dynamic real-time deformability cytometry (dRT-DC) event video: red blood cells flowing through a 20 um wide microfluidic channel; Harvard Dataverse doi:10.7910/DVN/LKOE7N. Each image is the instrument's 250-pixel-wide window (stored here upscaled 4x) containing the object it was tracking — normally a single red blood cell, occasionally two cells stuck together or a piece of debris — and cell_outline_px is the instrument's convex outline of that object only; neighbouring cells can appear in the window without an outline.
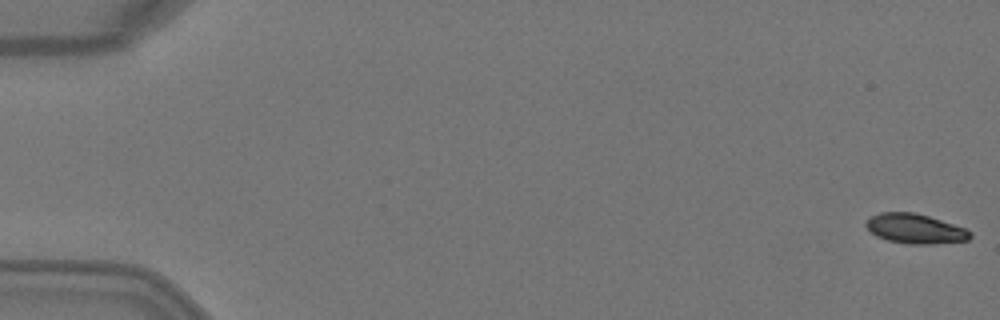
{"species": "Egyptian fruit bat (a non-hibernating species)", "species_latin": "Rousettus aegyptiacus", "temperature_condition": "warm", "stored_images_in_passage": 6, "camera_frame_rate_fps": 3000, "um_per_image_px": 0.085, "animal": {"sex": "female"}, "frame": {"image": 1, "passage_image": 1, "time_ms": 0.0, "image_size_px": [1000, 320], "cell_outline_px": [[972, 236], [968, 240], [932, 244], [908, 244], [888, 240], [876, 236], [864, 224], [872, 216], [880, 212], [912, 212], [928, 216], [964, 228], [972, 232]], "centroid_in_image_um": [77.79, 19.44], "position_along_channel_um": 7.2, "area_um2": 17.8}}